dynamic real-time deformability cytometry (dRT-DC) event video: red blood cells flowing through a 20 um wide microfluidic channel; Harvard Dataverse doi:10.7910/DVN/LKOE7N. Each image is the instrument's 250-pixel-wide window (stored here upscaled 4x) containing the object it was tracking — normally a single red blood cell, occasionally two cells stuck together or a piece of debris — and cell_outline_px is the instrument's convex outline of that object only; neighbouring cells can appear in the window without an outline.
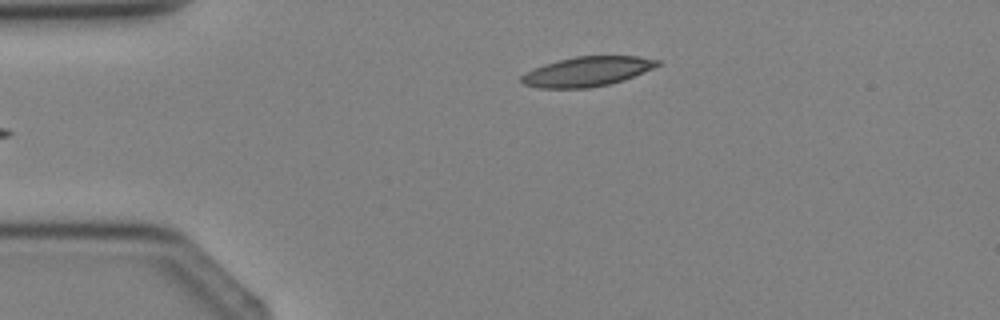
{"species": "Egyptian fruit bat (a non-hibernating species)", "species_latin": "Rousettus aegyptiacus", "temperature_condition": "cold", "stored_images_in_passage": 4, "camera_frame_rate_fps": 3000, "um_per_image_px": 0.085, "animal": {"sex": "female"}, "frame": {"image": 1, "passage_image": 4, "time_ms": 3.333, "image_size_px": [1000, 320], "cell_outline_px": [[660, 64], [652, 68], [624, 80], [608, 84], [588, 88], [540, 88], [524, 84], [520, 80], [520, 76], [544, 64], [576, 56], [640, 56], [660, 60]], "centroid_in_image_um": [49.92, 6.08], "position_along_channel_um": 35.1, "area_um2": 23.24}}